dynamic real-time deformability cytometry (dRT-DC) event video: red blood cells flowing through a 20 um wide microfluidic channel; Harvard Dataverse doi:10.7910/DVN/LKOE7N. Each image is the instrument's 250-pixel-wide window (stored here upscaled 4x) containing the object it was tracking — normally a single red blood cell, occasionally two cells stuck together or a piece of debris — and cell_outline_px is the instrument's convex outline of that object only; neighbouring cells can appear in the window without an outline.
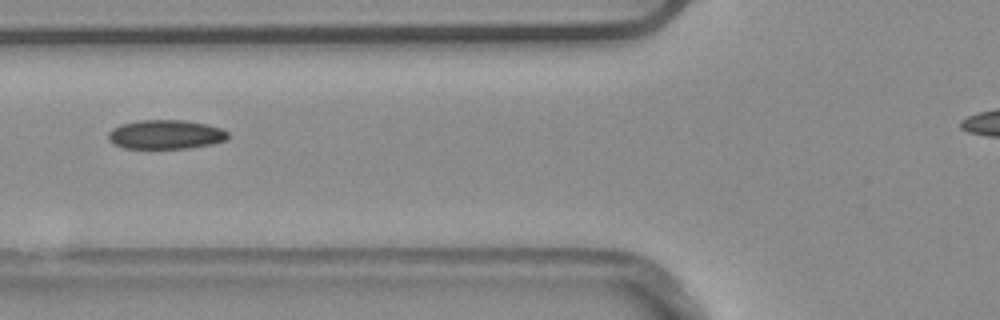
{"species": "common noctule bat (a hibernating species)", "species_latin": "Nyctalus noctula", "temperature_condition": "warm", "stored_images_in_passage": 2, "camera_frame_rate_fps": 3000, "um_per_image_px": 0.085, "animal": {"sex": "male", "body_mass_g": 20.4}, "frame": {"image": 1, "passage_image": 2, "time_ms": 0.333, "image_size_px": [1000, 320], "cell_outline_px": [[228, 136], [224, 140], [212, 144], [188, 148], [124, 148], [112, 144], [108, 140], [108, 132], [112, 128], [120, 124], [140, 120], [184, 120], [208, 124], [220, 128], [228, 132]], "centroid_in_image_um": [14.04, 11.43], "position_along_channel_um": 111.8, "area_um2": 20.4}}